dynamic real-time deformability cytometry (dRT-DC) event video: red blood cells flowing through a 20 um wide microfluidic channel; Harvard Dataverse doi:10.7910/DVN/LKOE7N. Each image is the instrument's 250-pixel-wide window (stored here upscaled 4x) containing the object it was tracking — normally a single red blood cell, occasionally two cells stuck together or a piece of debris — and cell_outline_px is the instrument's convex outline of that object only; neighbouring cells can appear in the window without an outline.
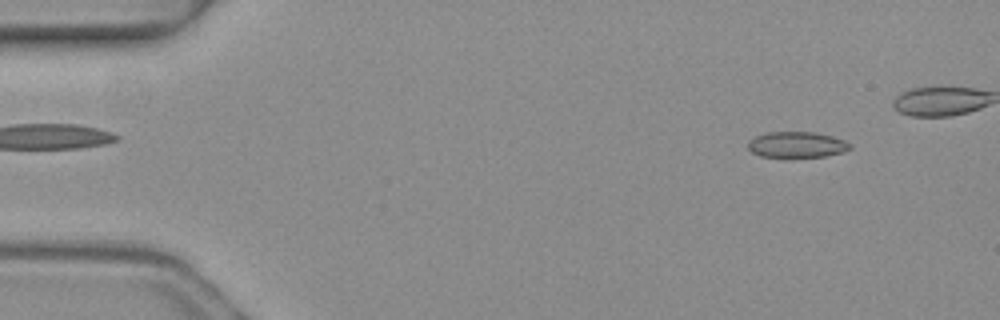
{"species": "common noctule bat (a hibernating species)", "species_latin": "Nyctalus noctula", "temperature_condition": "warm", "stored_images_in_passage": 5, "camera_frame_rate_fps": 3000, "um_per_image_px": 0.085, "animal": {"sex": "female", "body_mass_g": 19.3, "forearm_length_mm": 54.1}, "frame": {"image": 1, "passage_image": 1, "time_ms": 0.0, "image_size_px": [1000, 320], "cell_outline_px": [[852, 148], [844, 152], [824, 156], [788, 160], [784, 160], [760, 156], [752, 152], [748, 148], [748, 140], [756, 136], [768, 132], [816, 132], [832, 136], [844, 140], [852, 144]], "centroid_in_image_um": [67.72, 12.35], "position_along_channel_um": 17.3, "area_um2": 16.24}}
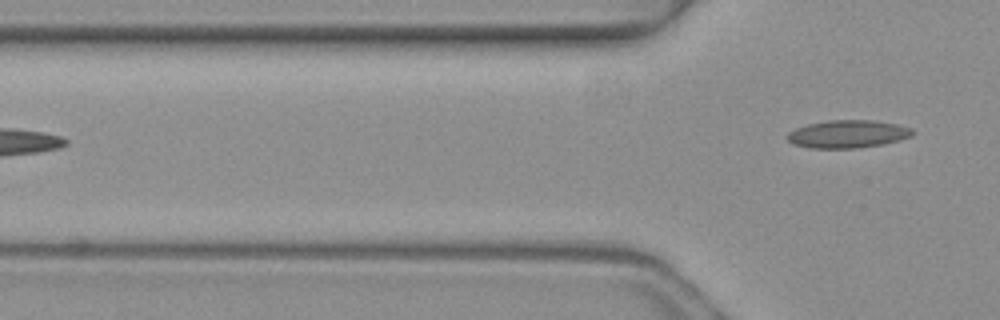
{"frame": {"image": 2, "passage_image": 5, "time_ms": 1.333, "image_size_px": [1000, 320], "cell_outline_px": [[916, 132], [912, 136], [900, 140], [880, 144], [856, 148], [808, 148], [792, 144], [784, 136], [788, 132], [796, 128], [808, 124], [828, 120], [876, 120], [896, 124], [912, 128]], "centroid_in_image_um": [72.04, 11.39], "position_along_channel_um": 53.8, "area_um2": 20.46}}